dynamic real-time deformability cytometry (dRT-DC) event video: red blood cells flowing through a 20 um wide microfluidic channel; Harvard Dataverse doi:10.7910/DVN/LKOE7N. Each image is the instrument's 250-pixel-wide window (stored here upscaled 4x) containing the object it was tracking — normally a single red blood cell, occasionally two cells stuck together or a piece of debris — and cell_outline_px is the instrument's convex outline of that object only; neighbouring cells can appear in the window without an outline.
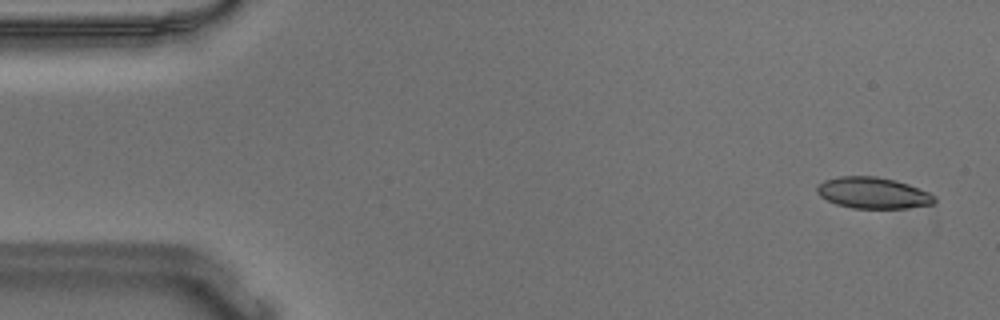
{"species": "Egyptian fruit bat (a non-hibernating species)", "species_latin": "Rousettus aegyptiacus", "temperature_condition": "warm", "stored_images_in_passage": 55, "camera_frame_rate_fps": 3000, "um_per_image_px": 0.085, "animal": {"sex": "male"}, "frame": {"image": 1, "passage_image": 3, "time_ms": 0.667, "image_size_px": [1000, 320], "cell_outline_px": [[936, 200], [932, 204], [908, 208], [852, 208], [836, 204], [820, 196], [816, 192], [816, 188], [824, 180], [840, 176], [876, 176], [896, 180], [908, 184], [928, 192], [936, 196]], "centroid_in_image_um": [74.21, 16.39], "position_along_channel_um": 10.8, "area_um2": 21.39}}
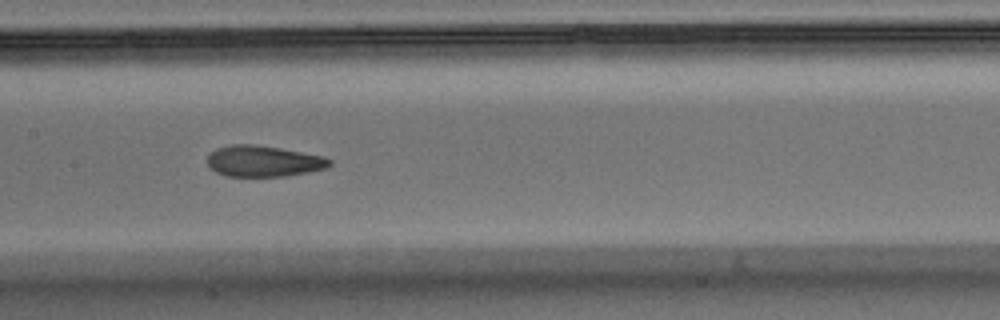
{"frame": {"image": 2, "passage_image": 27, "time_ms": 8.667, "image_size_px": [1000, 320], "cell_outline_px": [[332, 164], [324, 168], [308, 172], [284, 176], [228, 176], [216, 172], [208, 164], [208, 156], [216, 148], [232, 144], [256, 144], [280, 148], [324, 156], [332, 160]], "centroid_in_image_um": [22.41, 13.69], "position_along_channel_um": 185.0, "area_um2": 22.02}}
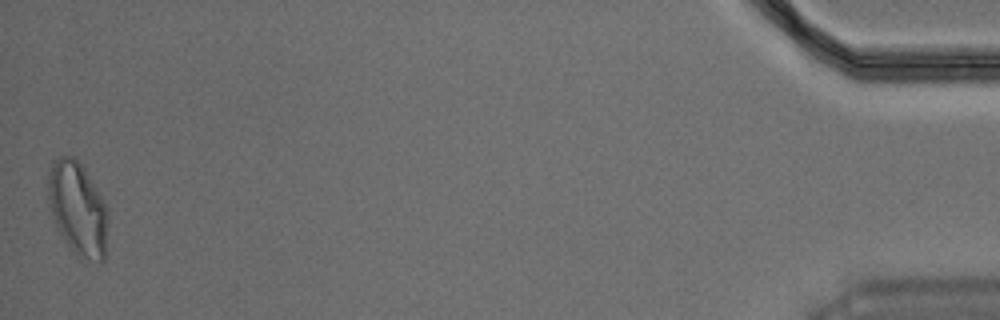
{"frame": {"image": 3, "passage_image": 55, "time_ms": 18.0, "image_size_px": [1000, 320], "cell_outline_px": [[108, 220], [104, 260], [100, 260], [76, 256], [64, 240], [52, 216], [48, 196], [48, 176], [52, 160], [60, 156], [72, 156], [84, 168], [104, 200], [108, 212]], "centroid_in_image_um": [6.61, 17.71], "position_along_channel_um": 428.6, "area_um2": 32.31}, "authors_computed_cell_mechanics": {"area_um2": 22.7732, "velocity_mm_per_s": 3.6358, "shape_relaxation_time_tau1_ms": 6.7969, "shape_relaxation_time_tau2_ms": 2.2584, "deformation_change_tau1": 0.1945, "deformation_change_tau2": 0.0789}}